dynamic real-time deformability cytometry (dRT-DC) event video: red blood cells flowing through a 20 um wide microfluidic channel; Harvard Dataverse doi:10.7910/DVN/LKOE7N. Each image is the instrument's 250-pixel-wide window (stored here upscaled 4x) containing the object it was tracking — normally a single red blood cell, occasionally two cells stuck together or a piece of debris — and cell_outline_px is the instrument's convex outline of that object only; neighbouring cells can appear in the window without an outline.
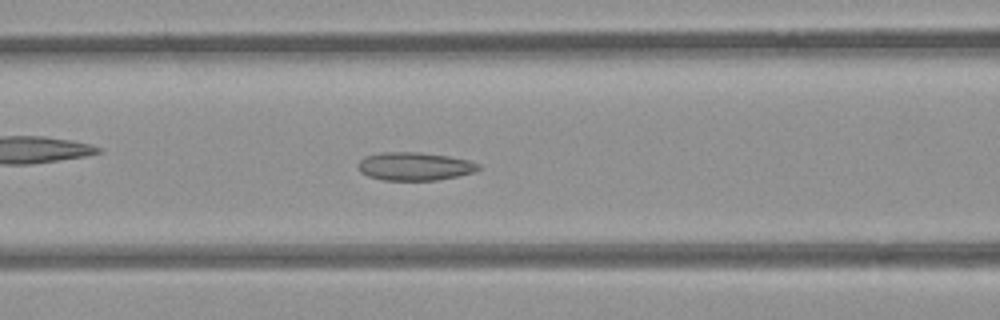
{"species": "common noctule bat (a hibernating species)", "species_latin": "Nyctalus noctula", "temperature_condition": "room temperature", "stored_images_in_passage": 52, "camera_frame_rate_fps": 3000, "um_per_image_px": 0.085, "animal": {"sex": "female", "body_mass_g": 21.9}, "frame": {"image": 1, "passage_image": 21, "time_ms": 6.667, "image_size_px": [1000, 320], "cell_outline_px": [[480, 168], [472, 172], [456, 176], [436, 180], [384, 180], [368, 176], [360, 172], [356, 164], [364, 156], [380, 152], [416, 152], [448, 156], [468, 160], [480, 164]], "centroid_in_image_um": [35.18, 14.13], "position_along_channel_um": 131.4, "area_um2": 19.71}}
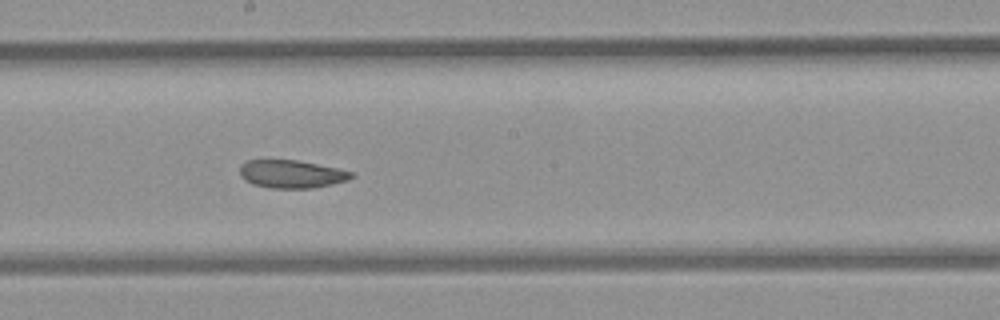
{"frame": {"image": 2, "passage_image": 28, "time_ms": 9.0, "image_size_px": [1000, 320], "cell_outline_px": [[356, 176], [348, 180], [316, 188], [268, 188], [252, 184], [244, 180], [240, 176], [240, 164], [248, 160], [296, 160], [356, 172]], "centroid_in_image_um": [24.79, 14.8], "position_along_channel_um": 223.4, "area_um2": 18.38}}
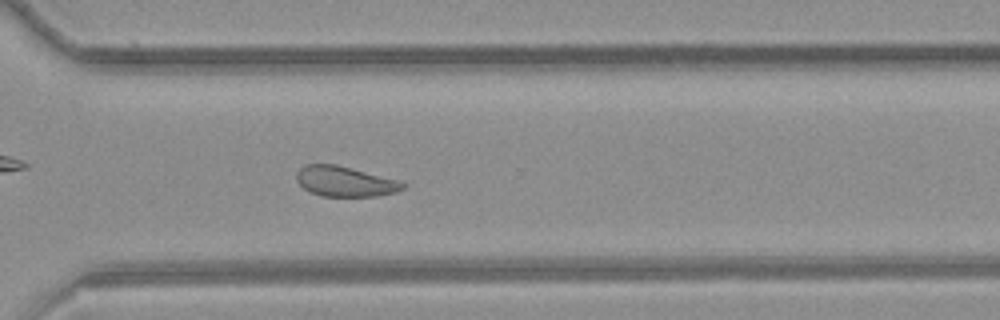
{"frame": {"image": 3, "passage_image": 37, "time_ms": 12.0, "image_size_px": [1000, 320], "cell_outline_px": [[408, 184], [404, 188], [396, 192], [376, 196], [324, 196], [308, 192], [296, 180], [296, 172], [304, 164], [336, 164], [396, 180]], "centroid_in_image_um": [29.28, 15.42], "position_along_channel_um": 341.3, "area_um2": 18.61}, "authors_computed_cell_mechanics": {"area_um2": 21.097, "velocity_mm_per_s": 3.9489, "shape_relaxation_time_tau1_ms": null, "shape_relaxation_time_tau2_ms": 3.0818, "deformation_change_tau1": null, "deformation_change_tau2": 0.0867}}